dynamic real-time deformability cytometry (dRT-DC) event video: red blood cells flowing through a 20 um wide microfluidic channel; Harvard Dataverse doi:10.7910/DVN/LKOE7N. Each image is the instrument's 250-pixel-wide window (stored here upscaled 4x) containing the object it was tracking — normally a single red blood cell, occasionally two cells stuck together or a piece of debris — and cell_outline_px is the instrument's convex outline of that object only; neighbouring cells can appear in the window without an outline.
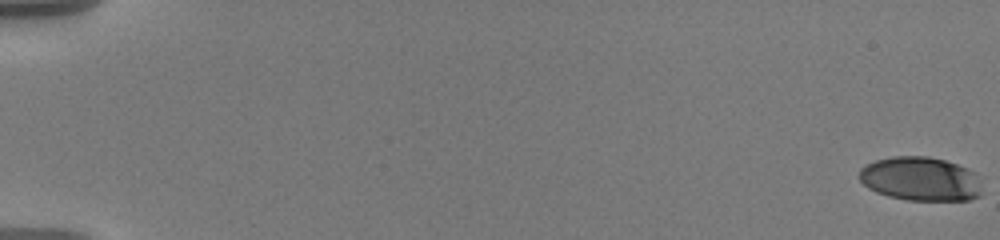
{"species": "human", "species_latin": "Homo sapiens", "temperature_condition": "warm", "stored_images_in_passage": 59, "camera_frame_rate_fps": 3000, "um_per_image_px": 0.085, "donor": {"sex": "male"}, "frame": {"image": 1, "passage_image": 1, "time_ms": 0.0, "image_size_px": [1000, 240], "cell_outline_px": [[980, 196], [968, 200], [908, 200], [888, 196], [876, 192], [868, 188], [860, 180], [860, 168], [876, 160], [892, 156], [928, 156], [944, 160], [968, 168], [976, 172], [980, 192]], "centroid_in_image_um": [78.24, 15.2], "position_along_channel_um": 6.8, "area_um2": 31.33}}
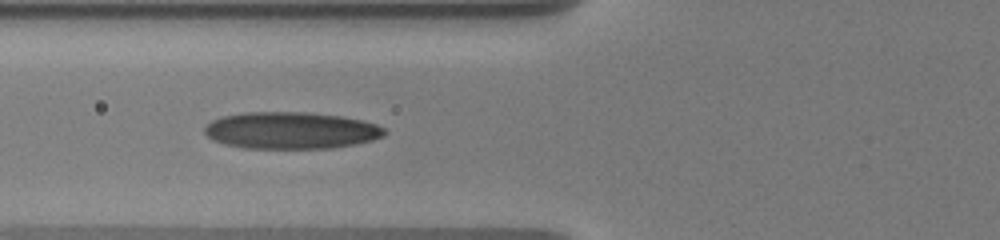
{"frame": {"image": 2, "passage_image": 25, "time_ms": 8.0, "image_size_px": [1000, 240], "cell_outline_px": [[388, 132], [384, 136], [372, 140], [356, 144], [332, 148], [244, 148], [224, 144], [212, 140], [204, 132], [204, 128], [212, 120], [224, 116], [244, 112], [304, 112], [340, 116], [360, 120], [376, 124], [384, 128]], "centroid_in_image_um": [24.73, 11.09], "position_along_channel_um": 101.1, "area_um2": 38.67}}
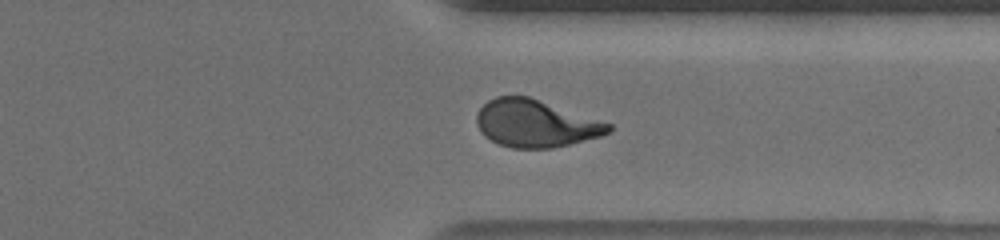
{"frame": {"image": 3, "passage_image": 47, "time_ms": 15.333, "image_size_px": [1000, 240], "cell_outline_px": [[612, 132], [600, 136], [552, 148], [512, 148], [500, 144], [484, 136], [480, 132], [476, 124], [476, 116], [480, 108], [488, 100], [496, 96], [528, 96], [612, 124]], "centroid_in_image_um": [45.5, 10.49], "position_along_channel_um": 365.9, "area_um2": 36.18}, "authors_computed_cell_mechanics": {"area_um2": 36.2984, "velocity_mm_per_s": 3.6132, "shape_relaxation_time_tau1_ms": 6.5372, "shape_relaxation_time_tau2_ms": 1.0389, "deformation_change_tau1": 0.2381, "deformation_change_tau2": 0.0859}}